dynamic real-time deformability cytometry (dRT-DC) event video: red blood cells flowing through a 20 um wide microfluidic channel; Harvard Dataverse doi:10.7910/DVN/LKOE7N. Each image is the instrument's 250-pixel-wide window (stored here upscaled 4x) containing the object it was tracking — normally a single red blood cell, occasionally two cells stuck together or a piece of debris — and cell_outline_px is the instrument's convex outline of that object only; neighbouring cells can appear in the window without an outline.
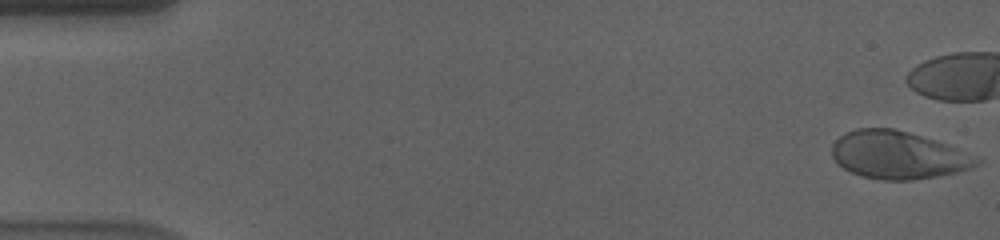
{"species": "human", "species_latin": "Homo sapiens", "temperature_condition": "cold", "stored_images_in_passage": 45, "camera_frame_rate_fps": 3000, "um_per_image_px": 0.085, "donor": {"sex": "male"}, "frame": {"image": 1, "passage_image": 1, "time_ms": 0.0, "image_size_px": [1000, 240], "cell_outline_px": [[984, 160], [980, 164], [972, 168], [956, 172], [936, 176], [912, 180], [884, 180], [860, 176], [844, 168], [832, 156], [832, 144], [840, 136], [856, 128], [892, 128], [908, 132], [948, 144], [976, 156]], "centroid_in_image_um": [76.37, 13.18], "position_along_channel_um": 8.6, "area_um2": 40.11}}
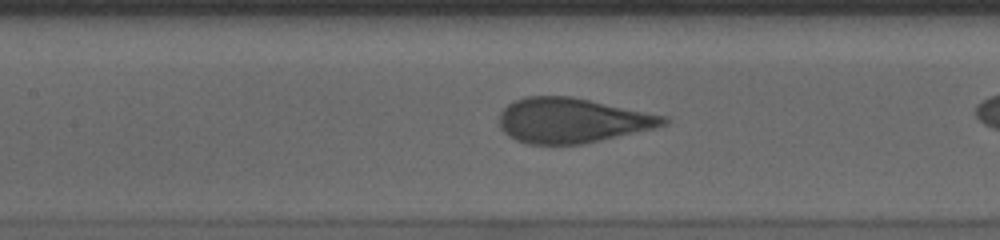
{"frame": {"image": 2, "passage_image": 26, "time_ms": 8.333, "image_size_px": [1000, 240], "cell_outline_px": [[668, 124], [656, 128], [584, 144], [528, 144], [516, 140], [508, 136], [500, 128], [500, 112], [508, 104], [524, 96], [572, 96], [664, 116], [668, 120]], "centroid_in_image_um": [48.61, 10.24], "position_along_channel_um": 158.8, "area_um2": 42.89}}